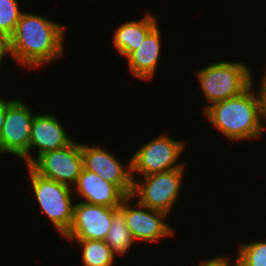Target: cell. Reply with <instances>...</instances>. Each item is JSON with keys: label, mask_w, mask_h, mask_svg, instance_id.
Here are the masks:
<instances>
[{"label": "cell", "mask_w": 266, "mask_h": 266, "mask_svg": "<svg viewBox=\"0 0 266 266\" xmlns=\"http://www.w3.org/2000/svg\"><path fill=\"white\" fill-rule=\"evenodd\" d=\"M29 167L44 178L74 186L83 168L81 144L74 140L64 148L41 154Z\"/></svg>", "instance_id": "52a82bcc"}, {"label": "cell", "mask_w": 266, "mask_h": 266, "mask_svg": "<svg viewBox=\"0 0 266 266\" xmlns=\"http://www.w3.org/2000/svg\"><path fill=\"white\" fill-rule=\"evenodd\" d=\"M18 0H0V31L11 36L18 24L22 10Z\"/></svg>", "instance_id": "d6986e66"}, {"label": "cell", "mask_w": 266, "mask_h": 266, "mask_svg": "<svg viewBox=\"0 0 266 266\" xmlns=\"http://www.w3.org/2000/svg\"><path fill=\"white\" fill-rule=\"evenodd\" d=\"M238 246L239 266H266V241L242 243Z\"/></svg>", "instance_id": "ac0fdd59"}, {"label": "cell", "mask_w": 266, "mask_h": 266, "mask_svg": "<svg viewBox=\"0 0 266 266\" xmlns=\"http://www.w3.org/2000/svg\"><path fill=\"white\" fill-rule=\"evenodd\" d=\"M28 170L31 188H33L41 211L48 216L63 236L69 230L73 218L72 188L38 175L29 166Z\"/></svg>", "instance_id": "277c9868"}, {"label": "cell", "mask_w": 266, "mask_h": 266, "mask_svg": "<svg viewBox=\"0 0 266 266\" xmlns=\"http://www.w3.org/2000/svg\"><path fill=\"white\" fill-rule=\"evenodd\" d=\"M20 99H12L6 107L5 121L0 131V154H12L22 159L29 152L32 121L35 114Z\"/></svg>", "instance_id": "ba28073f"}, {"label": "cell", "mask_w": 266, "mask_h": 266, "mask_svg": "<svg viewBox=\"0 0 266 266\" xmlns=\"http://www.w3.org/2000/svg\"><path fill=\"white\" fill-rule=\"evenodd\" d=\"M12 100L0 98V131L5 121L6 107Z\"/></svg>", "instance_id": "7402d4cb"}, {"label": "cell", "mask_w": 266, "mask_h": 266, "mask_svg": "<svg viewBox=\"0 0 266 266\" xmlns=\"http://www.w3.org/2000/svg\"><path fill=\"white\" fill-rule=\"evenodd\" d=\"M253 87L252 83L240 95L216 102L204 111L211 124L228 139L260 138L265 129L262 93Z\"/></svg>", "instance_id": "7a4b0ae2"}, {"label": "cell", "mask_w": 266, "mask_h": 266, "mask_svg": "<svg viewBox=\"0 0 266 266\" xmlns=\"http://www.w3.org/2000/svg\"><path fill=\"white\" fill-rule=\"evenodd\" d=\"M131 199L133 198L128 196L119 206V210L123 213L126 226L135 241L156 242L174 235V228L164 222L167 213L142 206L137 201L134 208L129 204Z\"/></svg>", "instance_id": "9c48e42d"}, {"label": "cell", "mask_w": 266, "mask_h": 266, "mask_svg": "<svg viewBox=\"0 0 266 266\" xmlns=\"http://www.w3.org/2000/svg\"><path fill=\"white\" fill-rule=\"evenodd\" d=\"M106 244L110 247L115 255H125L135 239L126 226L123 213L119 208L113 213V219L105 239Z\"/></svg>", "instance_id": "2e32d148"}, {"label": "cell", "mask_w": 266, "mask_h": 266, "mask_svg": "<svg viewBox=\"0 0 266 266\" xmlns=\"http://www.w3.org/2000/svg\"><path fill=\"white\" fill-rule=\"evenodd\" d=\"M244 62L219 61L196 71L205 100L212 104L240 95L252 83V71Z\"/></svg>", "instance_id": "3957f363"}, {"label": "cell", "mask_w": 266, "mask_h": 266, "mask_svg": "<svg viewBox=\"0 0 266 266\" xmlns=\"http://www.w3.org/2000/svg\"><path fill=\"white\" fill-rule=\"evenodd\" d=\"M12 56L10 36L0 31V66L6 55Z\"/></svg>", "instance_id": "ffe728a7"}, {"label": "cell", "mask_w": 266, "mask_h": 266, "mask_svg": "<svg viewBox=\"0 0 266 266\" xmlns=\"http://www.w3.org/2000/svg\"><path fill=\"white\" fill-rule=\"evenodd\" d=\"M184 168L144 176V181L133 180L131 197H139L137 202L150 209L163 211L169 215L179 195Z\"/></svg>", "instance_id": "8992f818"}, {"label": "cell", "mask_w": 266, "mask_h": 266, "mask_svg": "<svg viewBox=\"0 0 266 266\" xmlns=\"http://www.w3.org/2000/svg\"><path fill=\"white\" fill-rule=\"evenodd\" d=\"M231 259L227 256H218L214 258H210V260H204L203 262H200L199 266H231ZM234 266H239L238 260L236 259L234 262Z\"/></svg>", "instance_id": "44dd1931"}, {"label": "cell", "mask_w": 266, "mask_h": 266, "mask_svg": "<svg viewBox=\"0 0 266 266\" xmlns=\"http://www.w3.org/2000/svg\"><path fill=\"white\" fill-rule=\"evenodd\" d=\"M185 142L177 141L167 133L148 141L131 158V175L134 173L148 176L177 168H185L184 163H177L183 153ZM139 173V174H138Z\"/></svg>", "instance_id": "5b68a950"}, {"label": "cell", "mask_w": 266, "mask_h": 266, "mask_svg": "<svg viewBox=\"0 0 266 266\" xmlns=\"http://www.w3.org/2000/svg\"><path fill=\"white\" fill-rule=\"evenodd\" d=\"M161 34L158 24L146 35L136 50L127 57L129 72L142 80H151L156 74L161 54Z\"/></svg>", "instance_id": "5bb4252c"}, {"label": "cell", "mask_w": 266, "mask_h": 266, "mask_svg": "<svg viewBox=\"0 0 266 266\" xmlns=\"http://www.w3.org/2000/svg\"><path fill=\"white\" fill-rule=\"evenodd\" d=\"M264 70H266V67L264 68ZM261 87H260V91L262 93V97H263V107H264V119L266 120V71H264V75L261 79Z\"/></svg>", "instance_id": "603a6c76"}, {"label": "cell", "mask_w": 266, "mask_h": 266, "mask_svg": "<svg viewBox=\"0 0 266 266\" xmlns=\"http://www.w3.org/2000/svg\"><path fill=\"white\" fill-rule=\"evenodd\" d=\"M157 25L156 17L146 13L142 19L127 21L113 35V44L123 57H127L143 42L146 35Z\"/></svg>", "instance_id": "9a60e30c"}, {"label": "cell", "mask_w": 266, "mask_h": 266, "mask_svg": "<svg viewBox=\"0 0 266 266\" xmlns=\"http://www.w3.org/2000/svg\"><path fill=\"white\" fill-rule=\"evenodd\" d=\"M118 208L75 202L71 226L63 237L66 239L105 241L113 219V213Z\"/></svg>", "instance_id": "30bf717a"}, {"label": "cell", "mask_w": 266, "mask_h": 266, "mask_svg": "<svg viewBox=\"0 0 266 266\" xmlns=\"http://www.w3.org/2000/svg\"><path fill=\"white\" fill-rule=\"evenodd\" d=\"M64 34L61 24L22 12L10 36L12 57L29 68L47 65L63 56Z\"/></svg>", "instance_id": "6da1fadb"}, {"label": "cell", "mask_w": 266, "mask_h": 266, "mask_svg": "<svg viewBox=\"0 0 266 266\" xmlns=\"http://www.w3.org/2000/svg\"><path fill=\"white\" fill-rule=\"evenodd\" d=\"M62 127L53 114H35L32 121L29 152L21 159L30 166L34 162L31 151L38 148L37 158L46 152L58 150L71 144L74 140Z\"/></svg>", "instance_id": "7c38bea8"}, {"label": "cell", "mask_w": 266, "mask_h": 266, "mask_svg": "<svg viewBox=\"0 0 266 266\" xmlns=\"http://www.w3.org/2000/svg\"><path fill=\"white\" fill-rule=\"evenodd\" d=\"M73 187L77 195L85 199L83 202L90 204L119 207L128 197L117 185L84 168Z\"/></svg>", "instance_id": "4fadbf2b"}, {"label": "cell", "mask_w": 266, "mask_h": 266, "mask_svg": "<svg viewBox=\"0 0 266 266\" xmlns=\"http://www.w3.org/2000/svg\"><path fill=\"white\" fill-rule=\"evenodd\" d=\"M82 247V263L85 266H113L116 255L102 240L68 239Z\"/></svg>", "instance_id": "e0dca14e"}, {"label": "cell", "mask_w": 266, "mask_h": 266, "mask_svg": "<svg viewBox=\"0 0 266 266\" xmlns=\"http://www.w3.org/2000/svg\"><path fill=\"white\" fill-rule=\"evenodd\" d=\"M83 168L101 176L105 181L117 185L127 196H131L133 179L131 175V160L122 165L111 152L98 146L81 144Z\"/></svg>", "instance_id": "8fae6325"}]
</instances>
